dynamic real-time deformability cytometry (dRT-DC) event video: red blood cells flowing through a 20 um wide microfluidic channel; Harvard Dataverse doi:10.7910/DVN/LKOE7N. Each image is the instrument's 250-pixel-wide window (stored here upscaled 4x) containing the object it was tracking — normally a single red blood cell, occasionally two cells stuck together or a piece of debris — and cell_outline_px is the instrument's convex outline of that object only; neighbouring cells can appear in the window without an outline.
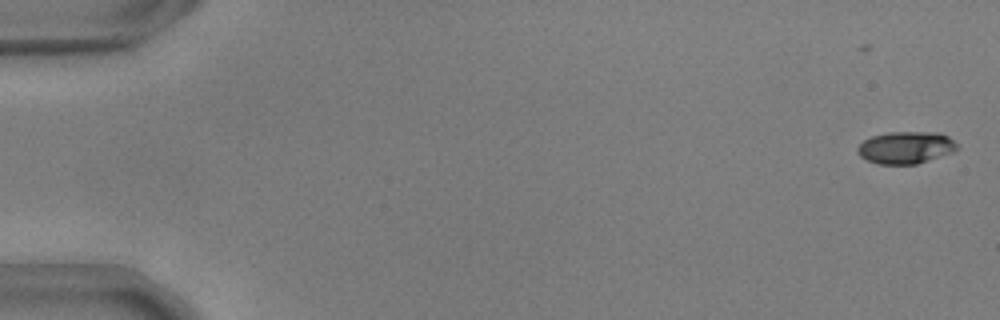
{"species": "common noctule bat (a hibernating species)", "species_latin": "Nyctalus noctula", "temperature_condition": "warm", "stored_images_in_passage": 54, "camera_frame_rate_fps": 3000, "um_per_image_px": 0.085, "animal": {"sex": "male", "body_mass_g": 17.9, "forearm_length_mm": 54.2}, "frame": {"image": 1, "passage_image": 1, "time_ms": 0.0, "image_size_px": [1000, 320], "cell_outline_px": [[956, 148], [952, 152], [916, 164], [880, 164], [868, 160], [860, 156], [856, 152], [856, 148], [864, 140], [872, 136], [888, 132], [940, 132], [948, 136], [956, 144]], "centroid_in_image_um": [76.96, 12.53], "position_along_channel_um": 8.0, "area_um2": 18.5}}
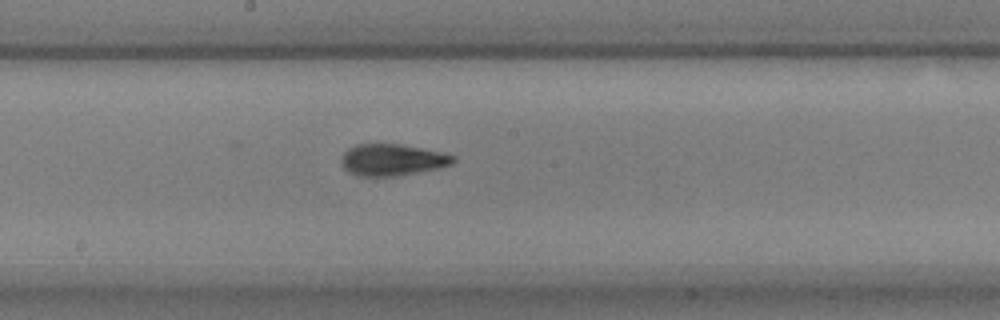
{"frame": {"image": 2, "passage_image": 30, "time_ms": 9.667, "image_size_px": [1000, 320], "cell_outline_px": [[456, 160], [452, 164], [436, 168], [396, 176], [356, 176], [348, 172], [340, 164], [340, 160], [344, 152], [348, 148], [356, 144], [400, 144], [440, 152], [456, 156]], "centroid_in_image_um": [33.29, 13.59], "position_along_channel_um": 214.9, "area_um2": 20.58}}
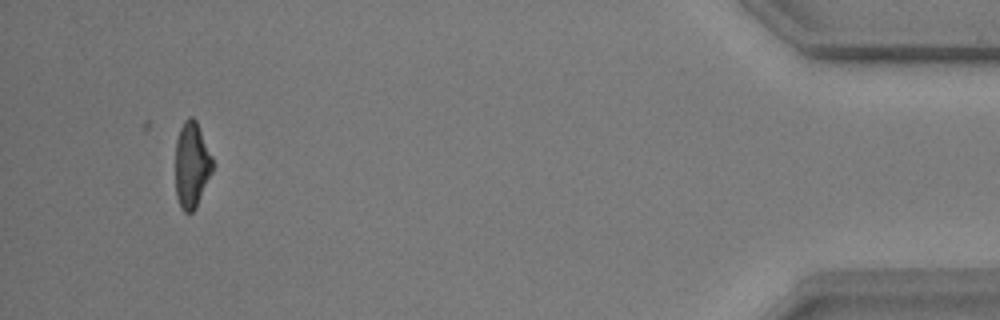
{"frame": {"image": 3, "passage_image": 52, "time_ms": 17.0, "image_size_px": [1000, 320], "cell_outline_px": [[216, 164], [196, 208], [192, 212], [184, 212], [180, 208], [176, 196], [176, 140], [180, 128], [184, 120], [188, 116], [192, 116], [196, 120]], "centroid_in_image_um": [16.32, 14.02], "position_along_channel_um": 418.9, "area_um2": 18.96}}